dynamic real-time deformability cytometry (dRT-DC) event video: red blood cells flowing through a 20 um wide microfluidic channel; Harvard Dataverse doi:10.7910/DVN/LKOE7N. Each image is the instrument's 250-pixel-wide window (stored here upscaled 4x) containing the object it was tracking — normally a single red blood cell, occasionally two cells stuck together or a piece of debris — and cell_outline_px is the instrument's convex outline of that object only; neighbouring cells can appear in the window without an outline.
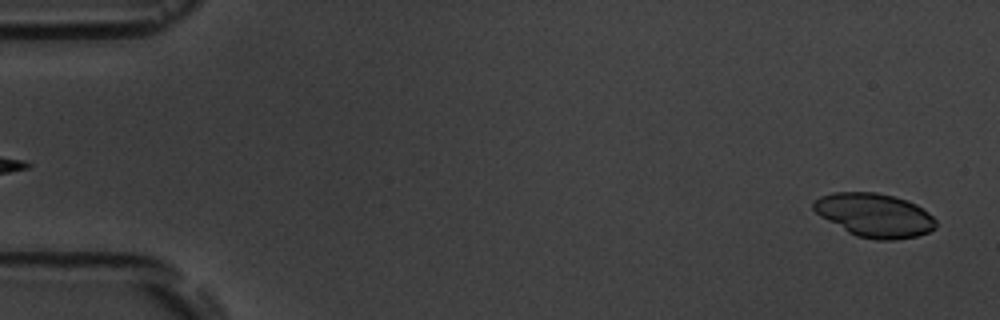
{"species": "common noctule bat (a hibernating species)", "species_latin": "Nyctalus noctula", "temperature_condition": "room temperature", "stored_images_in_passage": 7, "segment_of_instrument_passage": [2, 2], "camera_frame_rate_fps": 3000, "um_per_image_px": 0.085, "animal": {"sex": "male", "body_mass_g": 19.5, "forearm_length_mm": 54.6}, "frame": {"image": 1, "passage_image": 7, "time_ms": 6.667, "image_size_px": [1000, 320], "cell_outline_px": [[936, 228], [928, 232], [916, 236], [892, 240], [876, 240], [856, 236], [848, 232], [820, 216], [812, 208], [812, 204], [820, 196], [832, 192], [876, 192], [908, 200], [916, 204], [928, 212], [936, 220]], "centroid_in_image_um": [74.33, 18.29], "position_along_channel_um": 10.7, "area_um2": 31.15}}